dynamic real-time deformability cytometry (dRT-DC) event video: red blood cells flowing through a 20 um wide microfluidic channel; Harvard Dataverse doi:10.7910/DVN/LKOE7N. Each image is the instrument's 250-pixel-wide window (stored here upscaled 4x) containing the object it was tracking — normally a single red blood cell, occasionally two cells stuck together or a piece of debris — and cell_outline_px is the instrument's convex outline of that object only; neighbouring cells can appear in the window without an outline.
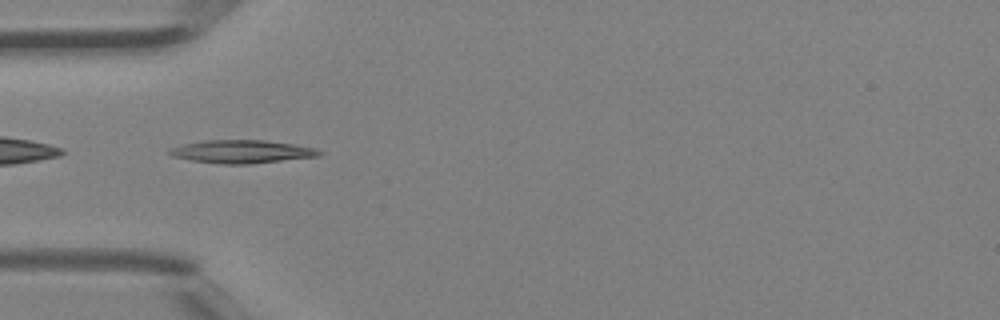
{"species": "Egyptian fruit bat (a non-hibernating species)", "species_latin": "Rousettus aegyptiacus", "temperature_condition": "room temperature", "stored_images_in_passage": 4, "segment_of_instrument_passage": [2, 2], "camera_frame_rate_fps": 3000, "um_per_image_px": 0.085, "animal": {"sex": "female"}, "frame": {"image": 1, "passage_image": 2, "time_ms": 0.333, "image_size_px": [1000, 320], "cell_outline_px": [[324, 152], [320, 156], [248, 164], [220, 164], [192, 160], [172, 156], [164, 152], [168, 148], [184, 144], [204, 140], [264, 140], [292, 144], [316, 148]], "centroid_in_image_um": [20.52, 12.88], "position_along_channel_um": 64.5, "area_um2": 20.23}}
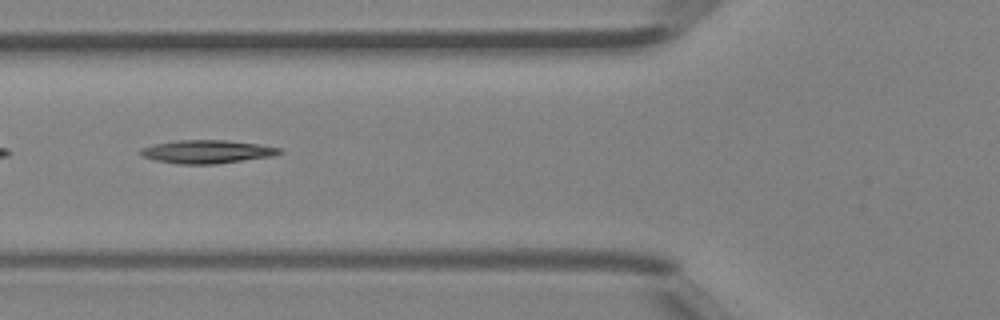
{"frame": {"image": 2, "passage_image": 3, "time_ms": 0.667, "image_size_px": [1000, 320], "cell_outline_px": [[284, 152], [272, 156], [216, 164], [176, 164], [156, 160], [144, 156], [140, 152], [144, 148], [156, 144], [180, 140], [224, 140], [260, 144], [280, 148]], "centroid_in_image_um": [17.66, 12.9], "position_along_channel_um": 108.1, "area_um2": 18.55}}
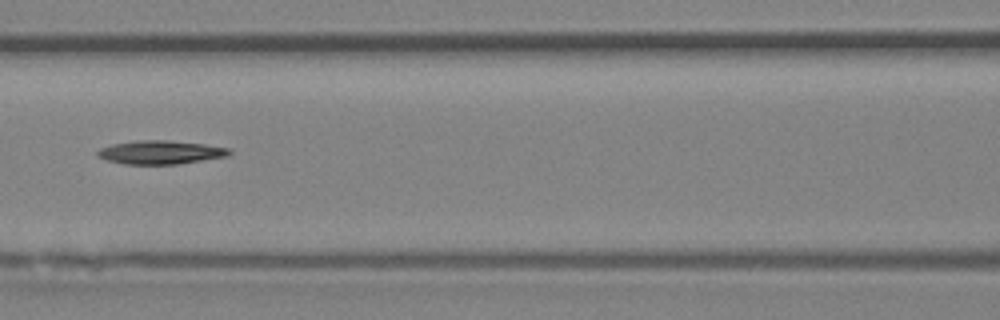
{"frame": {"image": 3, "passage_image": 4, "time_ms": 1.0, "image_size_px": [1000, 320], "cell_outline_px": [[232, 152], [228, 156], [176, 164], [124, 164], [108, 160], [96, 156], [96, 152], [100, 148], [112, 144], [140, 140], [168, 140], [204, 144], [228, 148]], "centroid_in_image_um": [13.62, 12.94], "position_along_channel_um": 153.0, "area_um2": 17.98}}